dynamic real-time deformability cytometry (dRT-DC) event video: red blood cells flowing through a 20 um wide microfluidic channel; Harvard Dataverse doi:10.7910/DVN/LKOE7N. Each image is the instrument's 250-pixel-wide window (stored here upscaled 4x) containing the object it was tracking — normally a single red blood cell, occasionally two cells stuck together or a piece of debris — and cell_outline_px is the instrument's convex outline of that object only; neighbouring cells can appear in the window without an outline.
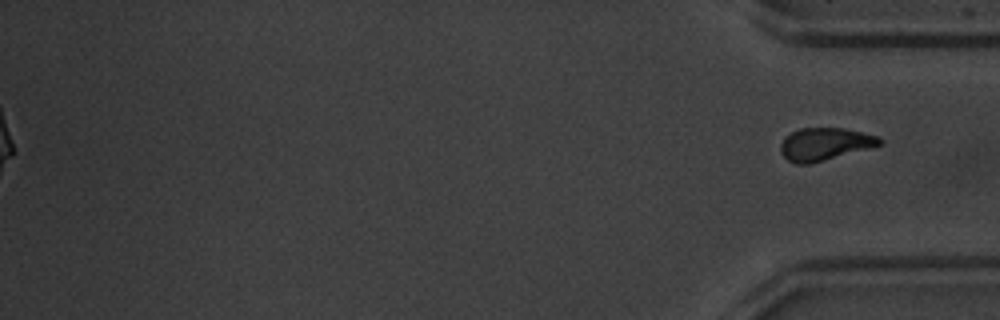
{"species": "common noctule bat (a hibernating species)", "species_latin": "Nyctalus noctula", "temperature_condition": "warm", "stored_images_in_passage": 37, "segment_of_instrument_passage": [2, 2], "camera_frame_rate_fps": 3000, "um_per_image_px": 0.085, "animal": {"sex": "male", "body_mass_g": 20.1, "forearm_length_mm": 53.5}, "frame": {"image": 1, "passage_image": 37, "time_ms": 12.0, "image_size_px": [1000, 320], "cell_outline_px": [[884, 144], [824, 160], [808, 164], [796, 164], [788, 160], [780, 152], [780, 144], [792, 132], [800, 128], [844, 128], [880, 136], [884, 140]], "centroid_in_image_um": [70.15, 12.24], "position_along_channel_um": 365.0, "area_um2": 18.73}}